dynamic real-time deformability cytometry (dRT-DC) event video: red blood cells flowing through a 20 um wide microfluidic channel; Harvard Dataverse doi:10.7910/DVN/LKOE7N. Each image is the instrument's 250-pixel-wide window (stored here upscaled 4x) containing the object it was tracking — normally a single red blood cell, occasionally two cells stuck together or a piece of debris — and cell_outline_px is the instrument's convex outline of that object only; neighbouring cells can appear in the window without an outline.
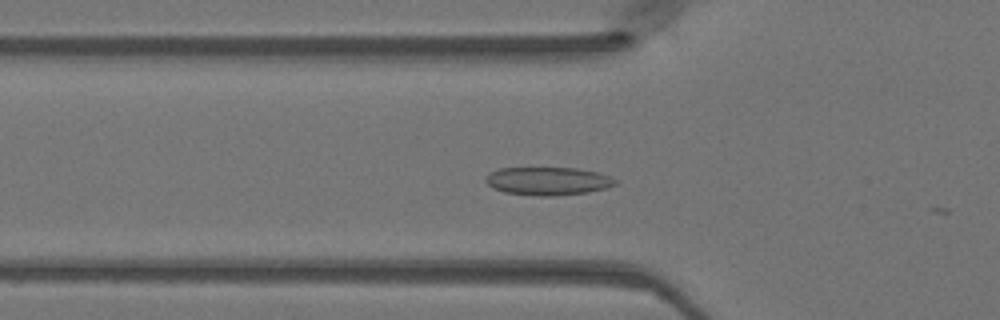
{"species": "Egyptian fruit bat (a non-hibernating species)", "species_latin": "Rousettus aegyptiacus", "temperature_condition": "warm", "stored_images_in_passage": 8, "camera_frame_rate_fps": 3000, "um_per_image_px": 0.085, "animal": {"sex": "female"}, "frame": {"image": 1, "passage_image": 7, "time_ms": 2.0, "image_size_px": [1000, 320], "cell_outline_px": [[620, 180], [616, 184], [608, 188], [588, 192], [552, 196], [532, 196], [504, 192], [488, 184], [484, 180], [492, 172], [500, 168], [576, 168], [596, 172]], "centroid_in_image_um": [46.62, 15.4], "position_along_channel_um": 79.2, "area_um2": 21.15}}